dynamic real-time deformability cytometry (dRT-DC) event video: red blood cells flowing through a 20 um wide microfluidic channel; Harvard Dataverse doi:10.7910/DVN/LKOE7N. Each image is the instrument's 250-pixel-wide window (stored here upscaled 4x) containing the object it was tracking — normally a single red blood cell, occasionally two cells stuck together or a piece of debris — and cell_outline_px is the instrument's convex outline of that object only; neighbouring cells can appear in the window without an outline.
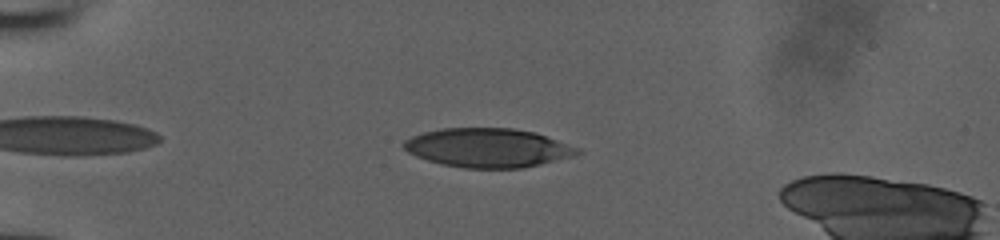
{"species": "human", "species_latin": "Homo sapiens", "temperature_condition": "room temperature", "stored_images_in_passage": 38, "camera_frame_rate_fps": 3000, "um_per_image_px": 0.085, "donor": {"sex": "male"}, "frame": {"image": 1, "passage_image": 6, "time_ms": 1.667, "image_size_px": [1000, 240], "cell_outline_px": [[584, 152], [576, 156], [524, 168], [464, 168], [440, 164], [416, 156], [408, 152], [400, 144], [404, 140], [412, 136], [424, 132], [440, 128], [512, 128], [536, 132], [580, 148]], "centroid_in_image_um": [41.5, 12.56], "position_along_channel_um": 43.5, "area_um2": 39.88}}
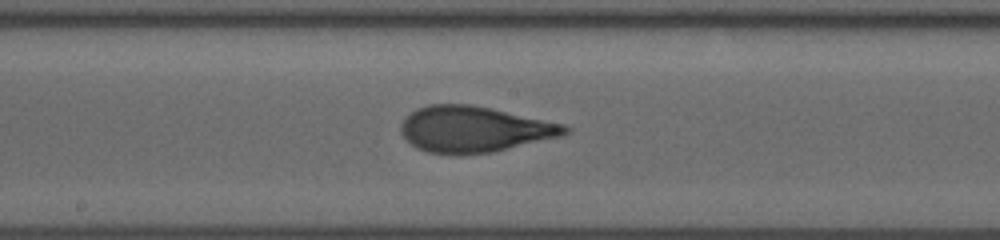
{"frame": {"image": 2, "passage_image": 21, "time_ms": 6.667, "image_size_px": [1000, 240], "cell_outline_px": [[572, 128], [568, 132], [560, 136], [492, 152], [428, 152], [416, 148], [400, 132], [400, 124], [404, 116], [416, 108], [428, 104], [468, 104], [488, 108], [564, 124]], "centroid_in_image_um": [40.26, 10.95], "position_along_channel_um": 207.9, "area_um2": 43.0}}
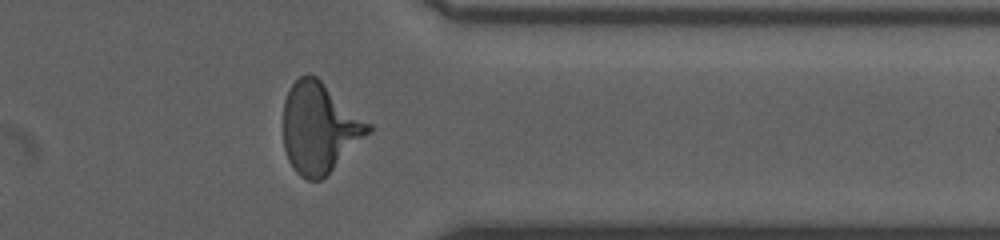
{"frame": {"image": 3, "passage_image": 34, "time_ms": 11.0, "image_size_px": [1000, 240], "cell_outline_px": [[376, 128], [372, 132], [320, 180], [308, 180], [300, 176], [292, 168], [288, 160], [284, 148], [284, 100], [292, 84], [300, 76], [308, 72], [316, 76], [372, 124]], "centroid_in_image_um": [27.17, 10.85], "position_along_channel_um": 384.2, "area_um2": 44.8}}